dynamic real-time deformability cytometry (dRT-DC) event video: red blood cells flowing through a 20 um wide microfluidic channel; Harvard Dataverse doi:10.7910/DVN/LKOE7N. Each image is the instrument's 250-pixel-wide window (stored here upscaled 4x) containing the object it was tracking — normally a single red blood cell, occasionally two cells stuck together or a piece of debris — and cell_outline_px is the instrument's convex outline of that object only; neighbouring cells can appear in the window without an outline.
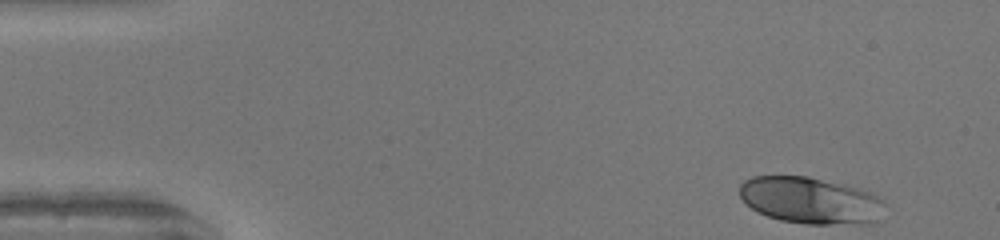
{"species": "human", "species_latin": "Homo sapiens", "temperature_condition": "warm", "stored_images_in_passage": 47, "camera_frame_rate_fps": 3000, "um_per_image_px": 0.085, "donor": {"sex": "female"}, "frame": {"image": 1, "passage_image": 1, "time_ms": 0.0, "image_size_px": [1000, 240], "cell_outline_px": [[888, 204], [876, 220], [872, 224], [804, 224], [780, 220], [756, 212], [740, 196], [740, 184], [744, 180], [752, 176], [808, 176], [856, 188], [868, 192], [884, 200]], "centroid_in_image_um": [68.9, 17.05], "position_along_channel_um": 16.1, "area_um2": 39.54}}
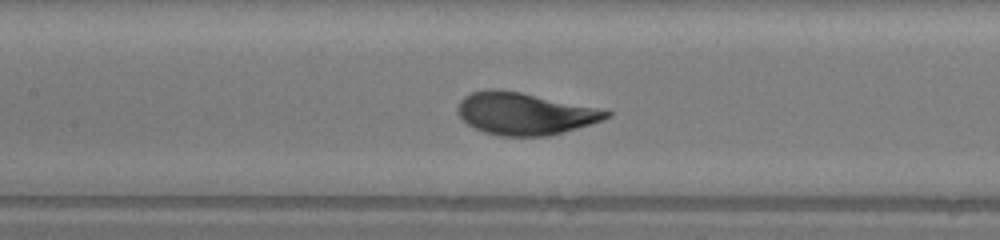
{"frame": {"image": 2, "passage_image": 20, "time_ms": 6.333, "image_size_px": [1000, 240], "cell_outline_px": [[612, 116], [576, 128], [548, 136], [500, 136], [484, 132], [468, 124], [460, 116], [460, 100], [464, 96], [472, 92], [484, 88], [500, 88], [520, 92], [596, 108], [612, 112]], "centroid_in_image_um": [44.56, 9.65], "position_along_channel_um": 162.8, "area_um2": 35.95}}
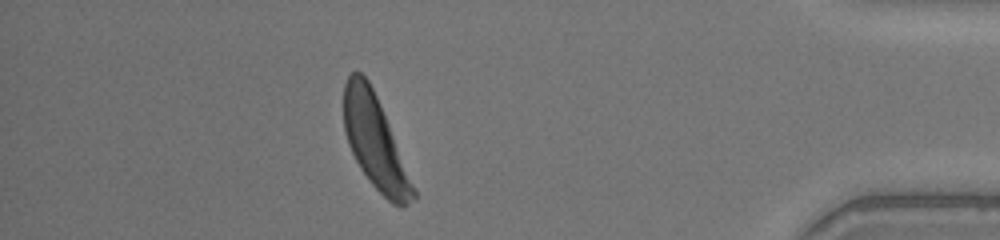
{"frame": {"image": 3, "passage_image": 41, "time_ms": 13.333, "image_size_px": [1000, 240], "cell_outline_px": [[416, 200], [400, 208], [392, 204], [372, 184], [360, 168], [348, 144], [344, 132], [344, 84], [348, 76], [352, 72], [360, 72], [368, 80], [376, 96], [388, 124], [416, 192]], "centroid_in_image_um": [31.86, 12.1], "position_along_channel_um": 403.3, "area_um2": 36.7}, "authors_computed_cell_mechanics": {"area_um2": 36.703, "velocity_mm_per_s": 4.0963, "shape_relaxation_time_tau1_ms": 1.9953, "shape_relaxation_time_tau2_ms": null, "deformation_change_tau1": 0.1569, "deformation_change_tau2": null}}